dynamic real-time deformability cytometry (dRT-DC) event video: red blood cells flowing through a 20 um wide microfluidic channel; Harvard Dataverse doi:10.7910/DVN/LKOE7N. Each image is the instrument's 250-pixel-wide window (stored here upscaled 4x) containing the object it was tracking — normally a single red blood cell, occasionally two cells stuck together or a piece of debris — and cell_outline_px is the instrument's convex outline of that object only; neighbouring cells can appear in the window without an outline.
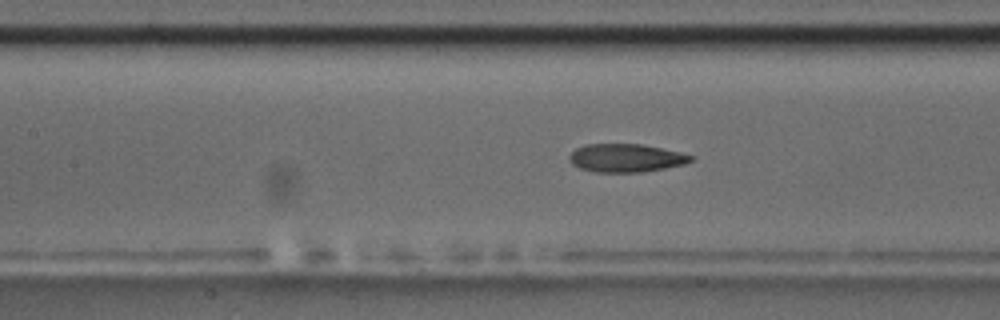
{"species": "common noctule bat (a hibernating species)", "species_latin": "Nyctalus noctula", "temperature_condition": "room temperature", "stored_images_in_passage": 45, "camera_frame_rate_fps": 3000, "um_per_image_px": 0.085, "animal": {"sex": "male", "body_mass_g": 17.5, "forearm_length_mm": 52.3}, "frame": {"image": 1, "passage_image": 26, "time_ms": 8.333, "image_size_px": [1000, 320], "cell_outline_px": [[692, 160], [684, 164], [664, 168], [640, 172], [596, 172], [580, 168], [572, 164], [568, 156], [576, 148], [584, 144], [640, 144], [680, 152], [692, 156]], "centroid_in_image_um": [53.16, 13.42], "position_along_channel_um": 154.2, "area_um2": 19.77}}